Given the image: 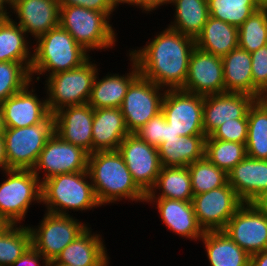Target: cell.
<instances>
[{
  "instance_id": "6da1fadb",
  "label": "cell",
  "mask_w": 267,
  "mask_h": 266,
  "mask_svg": "<svg viewBox=\"0 0 267 266\" xmlns=\"http://www.w3.org/2000/svg\"><path fill=\"white\" fill-rule=\"evenodd\" d=\"M154 35L145 46L131 49L126 55L136 62L142 77L166 90L182 89L195 39L170 27Z\"/></svg>"
},
{
  "instance_id": "7a4b0ae2",
  "label": "cell",
  "mask_w": 267,
  "mask_h": 266,
  "mask_svg": "<svg viewBox=\"0 0 267 266\" xmlns=\"http://www.w3.org/2000/svg\"><path fill=\"white\" fill-rule=\"evenodd\" d=\"M88 172L101 206L124 199L144 204L146 194L134 182L118 150L95 151L89 154Z\"/></svg>"
},
{
  "instance_id": "3957f363",
  "label": "cell",
  "mask_w": 267,
  "mask_h": 266,
  "mask_svg": "<svg viewBox=\"0 0 267 266\" xmlns=\"http://www.w3.org/2000/svg\"><path fill=\"white\" fill-rule=\"evenodd\" d=\"M35 42L30 68L33 83L40 81V75L49 77L78 68L90 58L89 53L60 25L38 37Z\"/></svg>"
},
{
  "instance_id": "277c9868",
  "label": "cell",
  "mask_w": 267,
  "mask_h": 266,
  "mask_svg": "<svg viewBox=\"0 0 267 266\" xmlns=\"http://www.w3.org/2000/svg\"><path fill=\"white\" fill-rule=\"evenodd\" d=\"M42 205L45 211L70 215L69 210L89 211L101 207L88 171L52 176L41 183Z\"/></svg>"
},
{
  "instance_id": "5b68a950",
  "label": "cell",
  "mask_w": 267,
  "mask_h": 266,
  "mask_svg": "<svg viewBox=\"0 0 267 266\" xmlns=\"http://www.w3.org/2000/svg\"><path fill=\"white\" fill-rule=\"evenodd\" d=\"M81 6L60 5L59 25L89 54L96 50L113 49L117 35L111 16Z\"/></svg>"
},
{
  "instance_id": "8992f818",
  "label": "cell",
  "mask_w": 267,
  "mask_h": 266,
  "mask_svg": "<svg viewBox=\"0 0 267 266\" xmlns=\"http://www.w3.org/2000/svg\"><path fill=\"white\" fill-rule=\"evenodd\" d=\"M0 183V221L21 224L32 203H42L41 182L32 170L8 169ZM7 176V177H6Z\"/></svg>"
},
{
  "instance_id": "52a82bcc",
  "label": "cell",
  "mask_w": 267,
  "mask_h": 266,
  "mask_svg": "<svg viewBox=\"0 0 267 266\" xmlns=\"http://www.w3.org/2000/svg\"><path fill=\"white\" fill-rule=\"evenodd\" d=\"M91 57L80 67L46 77L45 91L48 108L54 114L61 108L87 104L98 67Z\"/></svg>"
},
{
  "instance_id": "ba28073f",
  "label": "cell",
  "mask_w": 267,
  "mask_h": 266,
  "mask_svg": "<svg viewBox=\"0 0 267 266\" xmlns=\"http://www.w3.org/2000/svg\"><path fill=\"white\" fill-rule=\"evenodd\" d=\"M54 133V114L36 125L5 127L2 136L8 169L32 170L45 144Z\"/></svg>"
},
{
  "instance_id": "9c48e42d",
  "label": "cell",
  "mask_w": 267,
  "mask_h": 266,
  "mask_svg": "<svg viewBox=\"0 0 267 266\" xmlns=\"http://www.w3.org/2000/svg\"><path fill=\"white\" fill-rule=\"evenodd\" d=\"M43 219L37 226L28 228L31 233V244L48 262L55 260L61 251L88 226L73 215H60L44 212ZM76 218V219H75Z\"/></svg>"
},
{
  "instance_id": "30bf717a",
  "label": "cell",
  "mask_w": 267,
  "mask_h": 266,
  "mask_svg": "<svg viewBox=\"0 0 267 266\" xmlns=\"http://www.w3.org/2000/svg\"><path fill=\"white\" fill-rule=\"evenodd\" d=\"M166 89L139 75L128 87L120 107L129 133H134L162 111Z\"/></svg>"
},
{
  "instance_id": "8fae6325",
  "label": "cell",
  "mask_w": 267,
  "mask_h": 266,
  "mask_svg": "<svg viewBox=\"0 0 267 266\" xmlns=\"http://www.w3.org/2000/svg\"><path fill=\"white\" fill-rule=\"evenodd\" d=\"M191 202L204 232L223 231L229 219L244 204L229 183L194 195Z\"/></svg>"
},
{
  "instance_id": "7c38bea8",
  "label": "cell",
  "mask_w": 267,
  "mask_h": 266,
  "mask_svg": "<svg viewBox=\"0 0 267 266\" xmlns=\"http://www.w3.org/2000/svg\"><path fill=\"white\" fill-rule=\"evenodd\" d=\"M203 103L204 96L181 89L166 90L161 112L178 136L205 135Z\"/></svg>"
},
{
  "instance_id": "4fadbf2b",
  "label": "cell",
  "mask_w": 267,
  "mask_h": 266,
  "mask_svg": "<svg viewBox=\"0 0 267 266\" xmlns=\"http://www.w3.org/2000/svg\"><path fill=\"white\" fill-rule=\"evenodd\" d=\"M88 157L89 153L82 147L66 142L54 133L45 144L32 171L42 183L58 174L88 171ZM40 172L45 176L41 178Z\"/></svg>"
},
{
  "instance_id": "5bb4252c",
  "label": "cell",
  "mask_w": 267,
  "mask_h": 266,
  "mask_svg": "<svg viewBox=\"0 0 267 266\" xmlns=\"http://www.w3.org/2000/svg\"><path fill=\"white\" fill-rule=\"evenodd\" d=\"M134 182L147 195L161 170L158 148L149 145L135 133H129L118 147Z\"/></svg>"
},
{
  "instance_id": "9a60e30c",
  "label": "cell",
  "mask_w": 267,
  "mask_h": 266,
  "mask_svg": "<svg viewBox=\"0 0 267 266\" xmlns=\"http://www.w3.org/2000/svg\"><path fill=\"white\" fill-rule=\"evenodd\" d=\"M223 231L250 256L267 250V216L253 203H244Z\"/></svg>"
},
{
  "instance_id": "2e32d148",
  "label": "cell",
  "mask_w": 267,
  "mask_h": 266,
  "mask_svg": "<svg viewBox=\"0 0 267 266\" xmlns=\"http://www.w3.org/2000/svg\"><path fill=\"white\" fill-rule=\"evenodd\" d=\"M181 90L201 96L225 93L222 58L195 47Z\"/></svg>"
},
{
  "instance_id": "e0dca14e",
  "label": "cell",
  "mask_w": 267,
  "mask_h": 266,
  "mask_svg": "<svg viewBox=\"0 0 267 266\" xmlns=\"http://www.w3.org/2000/svg\"><path fill=\"white\" fill-rule=\"evenodd\" d=\"M35 89L31 82L0 104L5 127L20 128L36 125L51 115L46 96L43 99L38 98Z\"/></svg>"
},
{
  "instance_id": "ac0fdd59",
  "label": "cell",
  "mask_w": 267,
  "mask_h": 266,
  "mask_svg": "<svg viewBox=\"0 0 267 266\" xmlns=\"http://www.w3.org/2000/svg\"><path fill=\"white\" fill-rule=\"evenodd\" d=\"M15 14L17 23L33 42L49 30L59 25V0H17L10 9ZM18 20V22H16ZM29 34V35H28Z\"/></svg>"
},
{
  "instance_id": "d6986e66",
  "label": "cell",
  "mask_w": 267,
  "mask_h": 266,
  "mask_svg": "<svg viewBox=\"0 0 267 266\" xmlns=\"http://www.w3.org/2000/svg\"><path fill=\"white\" fill-rule=\"evenodd\" d=\"M256 99L243 93H221L204 96L203 129L209 136L222 123L247 119L249 107Z\"/></svg>"
},
{
  "instance_id": "ffe728a7",
  "label": "cell",
  "mask_w": 267,
  "mask_h": 266,
  "mask_svg": "<svg viewBox=\"0 0 267 266\" xmlns=\"http://www.w3.org/2000/svg\"><path fill=\"white\" fill-rule=\"evenodd\" d=\"M54 117L55 133L62 140L92 153L94 109L88 103L61 108Z\"/></svg>"
},
{
  "instance_id": "44dd1931",
  "label": "cell",
  "mask_w": 267,
  "mask_h": 266,
  "mask_svg": "<svg viewBox=\"0 0 267 266\" xmlns=\"http://www.w3.org/2000/svg\"><path fill=\"white\" fill-rule=\"evenodd\" d=\"M149 203L160 215L161 221L175 235L190 241H199L204 230L198 224L191 201L173 200L167 198H146L145 204Z\"/></svg>"
},
{
  "instance_id": "7402d4cb",
  "label": "cell",
  "mask_w": 267,
  "mask_h": 266,
  "mask_svg": "<svg viewBox=\"0 0 267 266\" xmlns=\"http://www.w3.org/2000/svg\"><path fill=\"white\" fill-rule=\"evenodd\" d=\"M92 230L87 227L54 261L73 266H109L110 257L102 234L92 233Z\"/></svg>"
},
{
  "instance_id": "603a6c76",
  "label": "cell",
  "mask_w": 267,
  "mask_h": 266,
  "mask_svg": "<svg viewBox=\"0 0 267 266\" xmlns=\"http://www.w3.org/2000/svg\"><path fill=\"white\" fill-rule=\"evenodd\" d=\"M228 183L244 203L267 192V160L246 156L229 173Z\"/></svg>"
},
{
  "instance_id": "cb8c5ba5",
  "label": "cell",
  "mask_w": 267,
  "mask_h": 266,
  "mask_svg": "<svg viewBox=\"0 0 267 266\" xmlns=\"http://www.w3.org/2000/svg\"><path fill=\"white\" fill-rule=\"evenodd\" d=\"M131 69L129 73H109L99 78V71L95 77L88 104L93 109L120 108L130 84L140 75L136 62L130 57Z\"/></svg>"
},
{
  "instance_id": "d4e9b609",
  "label": "cell",
  "mask_w": 267,
  "mask_h": 266,
  "mask_svg": "<svg viewBox=\"0 0 267 266\" xmlns=\"http://www.w3.org/2000/svg\"><path fill=\"white\" fill-rule=\"evenodd\" d=\"M128 134L120 108L94 109L92 153L117 150Z\"/></svg>"
},
{
  "instance_id": "484cf974",
  "label": "cell",
  "mask_w": 267,
  "mask_h": 266,
  "mask_svg": "<svg viewBox=\"0 0 267 266\" xmlns=\"http://www.w3.org/2000/svg\"><path fill=\"white\" fill-rule=\"evenodd\" d=\"M210 266H250V255L224 231L204 232L200 238Z\"/></svg>"
},
{
  "instance_id": "4316f807",
  "label": "cell",
  "mask_w": 267,
  "mask_h": 266,
  "mask_svg": "<svg viewBox=\"0 0 267 266\" xmlns=\"http://www.w3.org/2000/svg\"><path fill=\"white\" fill-rule=\"evenodd\" d=\"M206 135L178 136L160 144L158 154L161 166H189L204 157Z\"/></svg>"
},
{
  "instance_id": "83f0119b",
  "label": "cell",
  "mask_w": 267,
  "mask_h": 266,
  "mask_svg": "<svg viewBox=\"0 0 267 266\" xmlns=\"http://www.w3.org/2000/svg\"><path fill=\"white\" fill-rule=\"evenodd\" d=\"M225 92L253 97L251 53L237 47L222 57Z\"/></svg>"
},
{
  "instance_id": "f1b7e54d",
  "label": "cell",
  "mask_w": 267,
  "mask_h": 266,
  "mask_svg": "<svg viewBox=\"0 0 267 266\" xmlns=\"http://www.w3.org/2000/svg\"><path fill=\"white\" fill-rule=\"evenodd\" d=\"M195 46L218 57H224L238 47V27L209 16Z\"/></svg>"
},
{
  "instance_id": "f546056e",
  "label": "cell",
  "mask_w": 267,
  "mask_h": 266,
  "mask_svg": "<svg viewBox=\"0 0 267 266\" xmlns=\"http://www.w3.org/2000/svg\"><path fill=\"white\" fill-rule=\"evenodd\" d=\"M26 35L11 18L0 22V62L22 63L30 71L33 60L31 45L35 42L29 41Z\"/></svg>"
},
{
  "instance_id": "4dcf8cb0",
  "label": "cell",
  "mask_w": 267,
  "mask_h": 266,
  "mask_svg": "<svg viewBox=\"0 0 267 266\" xmlns=\"http://www.w3.org/2000/svg\"><path fill=\"white\" fill-rule=\"evenodd\" d=\"M160 191V192H159ZM191 176L188 166H162L153 188L146 198H167L181 201H192Z\"/></svg>"
},
{
  "instance_id": "1f68e13d",
  "label": "cell",
  "mask_w": 267,
  "mask_h": 266,
  "mask_svg": "<svg viewBox=\"0 0 267 266\" xmlns=\"http://www.w3.org/2000/svg\"><path fill=\"white\" fill-rule=\"evenodd\" d=\"M175 7L174 19L168 27L183 35L196 38L209 18L207 0H170Z\"/></svg>"
},
{
  "instance_id": "d6a6232c",
  "label": "cell",
  "mask_w": 267,
  "mask_h": 266,
  "mask_svg": "<svg viewBox=\"0 0 267 266\" xmlns=\"http://www.w3.org/2000/svg\"><path fill=\"white\" fill-rule=\"evenodd\" d=\"M247 120V156L267 160V103L262 99L255 100L249 107Z\"/></svg>"
},
{
  "instance_id": "836d02e7",
  "label": "cell",
  "mask_w": 267,
  "mask_h": 266,
  "mask_svg": "<svg viewBox=\"0 0 267 266\" xmlns=\"http://www.w3.org/2000/svg\"><path fill=\"white\" fill-rule=\"evenodd\" d=\"M31 246L28 226L3 224L0 227V266H11Z\"/></svg>"
},
{
  "instance_id": "e575fe53",
  "label": "cell",
  "mask_w": 267,
  "mask_h": 266,
  "mask_svg": "<svg viewBox=\"0 0 267 266\" xmlns=\"http://www.w3.org/2000/svg\"><path fill=\"white\" fill-rule=\"evenodd\" d=\"M204 156L227 174L246 156V145L214 138L205 139Z\"/></svg>"
},
{
  "instance_id": "d590c367",
  "label": "cell",
  "mask_w": 267,
  "mask_h": 266,
  "mask_svg": "<svg viewBox=\"0 0 267 266\" xmlns=\"http://www.w3.org/2000/svg\"><path fill=\"white\" fill-rule=\"evenodd\" d=\"M209 16L240 27L262 7L257 0H207Z\"/></svg>"
},
{
  "instance_id": "8d00e7d4",
  "label": "cell",
  "mask_w": 267,
  "mask_h": 266,
  "mask_svg": "<svg viewBox=\"0 0 267 266\" xmlns=\"http://www.w3.org/2000/svg\"><path fill=\"white\" fill-rule=\"evenodd\" d=\"M265 45H267V6H262L238 28V47L252 53Z\"/></svg>"
},
{
  "instance_id": "74e56055",
  "label": "cell",
  "mask_w": 267,
  "mask_h": 266,
  "mask_svg": "<svg viewBox=\"0 0 267 266\" xmlns=\"http://www.w3.org/2000/svg\"><path fill=\"white\" fill-rule=\"evenodd\" d=\"M194 195L222 187L228 183V174L212 164L205 156L188 166Z\"/></svg>"
},
{
  "instance_id": "f35d334b",
  "label": "cell",
  "mask_w": 267,
  "mask_h": 266,
  "mask_svg": "<svg viewBox=\"0 0 267 266\" xmlns=\"http://www.w3.org/2000/svg\"><path fill=\"white\" fill-rule=\"evenodd\" d=\"M32 82L30 71L17 62H0V104Z\"/></svg>"
},
{
  "instance_id": "ab89813d",
  "label": "cell",
  "mask_w": 267,
  "mask_h": 266,
  "mask_svg": "<svg viewBox=\"0 0 267 266\" xmlns=\"http://www.w3.org/2000/svg\"><path fill=\"white\" fill-rule=\"evenodd\" d=\"M253 97L258 100L267 90V45L251 53Z\"/></svg>"
},
{
  "instance_id": "60d3db41",
  "label": "cell",
  "mask_w": 267,
  "mask_h": 266,
  "mask_svg": "<svg viewBox=\"0 0 267 266\" xmlns=\"http://www.w3.org/2000/svg\"><path fill=\"white\" fill-rule=\"evenodd\" d=\"M248 135V120L234 119L222 123L206 138H214L222 141H231L246 144Z\"/></svg>"
},
{
  "instance_id": "b9f144b4",
  "label": "cell",
  "mask_w": 267,
  "mask_h": 266,
  "mask_svg": "<svg viewBox=\"0 0 267 266\" xmlns=\"http://www.w3.org/2000/svg\"><path fill=\"white\" fill-rule=\"evenodd\" d=\"M134 133L149 145L158 147L166 139L167 121L164 114L160 112Z\"/></svg>"
},
{
  "instance_id": "7bdbcfd3",
  "label": "cell",
  "mask_w": 267,
  "mask_h": 266,
  "mask_svg": "<svg viewBox=\"0 0 267 266\" xmlns=\"http://www.w3.org/2000/svg\"><path fill=\"white\" fill-rule=\"evenodd\" d=\"M59 3L67 6H81L104 14H113L117 8L110 0H59Z\"/></svg>"
},
{
  "instance_id": "ee69618b",
  "label": "cell",
  "mask_w": 267,
  "mask_h": 266,
  "mask_svg": "<svg viewBox=\"0 0 267 266\" xmlns=\"http://www.w3.org/2000/svg\"><path fill=\"white\" fill-rule=\"evenodd\" d=\"M48 263L45 257L31 246L11 266H48Z\"/></svg>"
},
{
  "instance_id": "f6af8a7d",
  "label": "cell",
  "mask_w": 267,
  "mask_h": 266,
  "mask_svg": "<svg viewBox=\"0 0 267 266\" xmlns=\"http://www.w3.org/2000/svg\"><path fill=\"white\" fill-rule=\"evenodd\" d=\"M170 3V0H126L125 4L133 5V7L140 8L142 13H149L158 10L159 7ZM157 8V9H156ZM144 11V12H143Z\"/></svg>"
},
{
  "instance_id": "bcb514c9",
  "label": "cell",
  "mask_w": 267,
  "mask_h": 266,
  "mask_svg": "<svg viewBox=\"0 0 267 266\" xmlns=\"http://www.w3.org/2000/svg\"><path fill=\"white\" fill-rule=\"evenodd\" d=\"M250 266H267V250L251 255Z\"/></svg>"
},
{
  "instance_id": "7dc6e473",
  "label": "cell",
  "mask_w": 267,
  "mask_h": 266,
  "mask_svg": "<svg viewBox=\"0 0 267 266\" xmlns=\"http://www.w3.org/2000/svg\"><path fill=\"white\" fill-rule=\"evenodd\" d=\"M253 204L264 214L267 216V192L263 193L259 196Z\"/></svg>"
},
{
  "instance_id": "c3c4849f",
  "label": "cell",
  "mask_w": 267,
  "mask_h": 266,
  "mask_svg": "<svg viewBox=\"0 0 267 266\" xmlns=\"http://www.w3.org/2000/svg\"><path fill=\"white\" fill-rule=\"evenodd\" d=\"M0 170H8L6 155H5V147H4V139L3 136L0 135Z\"/></svg>"
},
{
  "instance_id": "681fc988",
  "label": "cell",
  "mask_w": 267,
  "mask_h": 266,
  "mask_svg": "<svg viewBox=\"0 0 267 266\" xmlns=\"http://www.w3.org/2000/svg\"><path fill=\"white\" fill-rule=\"evenodd\" d=\"M7 8L8 7L0 0V22L8 20L12 16V14H9L10 10Z\"/></svg>"
},
{
  "instance_id": "f907efd6",
  "label": "cell",
  "mask_w": 267,
  "mask_h": 266,
  "mask_svg": "<svg viewBox=\"0 0 267 266\" xmlns=\"http://www.w3.org/2000/svg\"><path fill=\"white\" fill-rule=\"evenodd\" d=\"M172 139H178V134H176L174 130L171 128V126L167 123V133L165 142L167 140H172Z\"/></svg>"
},
{
  "instance_id": "816d5d0a",
  "label": "cell",
  "mask_w": 267,
  "mask_h": 266,
  "mask_svg": "<svg viewBox=\"0 0 267 266\" xmlns=\"http://www.w3.org/2000/svg\"><path fill=\"white\" fill-rule=\"evenodd\" d=\"M5 131L4 119H3V112L0 106V135H3Z\"/></svg>"
},
{
  "instance_id": "f5cc1de1",
  "label": "cell",
  "mask_w": 267,
  "mask_h": 266,
  "mask_svg": "<svg viewBox=\"0 0 267 266\" xmlns=\"http://www.w3.org/2000/svg\"><path fill=\"white\" fill-rule=\"evenodd\" d=\"M7 7L8 9H11L17 0H1Z\"/></svg>"
},
{
  "instance_id": "db71d44e",
  "label": "cell",
  "mask_w": 267,
  "mask_h": 266,
  "mask_svg": "<svg viewBox=\"0 0 267 266\" xmlns=\"http://www.w3.org/2000/svg\"><path fill=\"white\" fill-rule=\"evenodd\" d=\"M48 266H73L69 264L56 263L54 260L48 263Z\"/></svg>"
},
{
  "instance_id": "11a10c76",
  "label": "cell",
  "mask_w": 267,
  "mask_h": 266,
  "mask_svg": "<svg viewBox=\"0 0 267 266\" xmlns=\"http://www.w3.org/2000/svg\"><path fill=\"white\" fill-rule=\"evenodd\" d=\"M117 8L119 7V4H125L126 0H110Z\"/></svg>"
},
{
  "instance_id": "9f6ffc18",
  "label": "cell",
  "mask_w": 267,
  "mask_h": 266,
  "mask_svg": "<svg viewBox=\"0 0 267 266\" xmlns=\"http://www.w3.org/2000/svg\"><path fill=\"white\" fill-rule=\"evenodd\" d=\"M261 6H267V0H257Z\"/></svg>"
},
{
  "instance_id": "6f0895ef",
  "label": "cell",
  "mask_w": 267,
  "mask_h": 266,
  "mask_svg": "<svg viewBox=\"0 0 267 266\" xmlns=\"http://www.w3.org/2000/svg\"><path fill=\"white\" fill-rule=\"evenodd\" d=\"M261 99H262L265 103H267V90H266V92L262 95Z\"/></svg>"
}]
</instances>
